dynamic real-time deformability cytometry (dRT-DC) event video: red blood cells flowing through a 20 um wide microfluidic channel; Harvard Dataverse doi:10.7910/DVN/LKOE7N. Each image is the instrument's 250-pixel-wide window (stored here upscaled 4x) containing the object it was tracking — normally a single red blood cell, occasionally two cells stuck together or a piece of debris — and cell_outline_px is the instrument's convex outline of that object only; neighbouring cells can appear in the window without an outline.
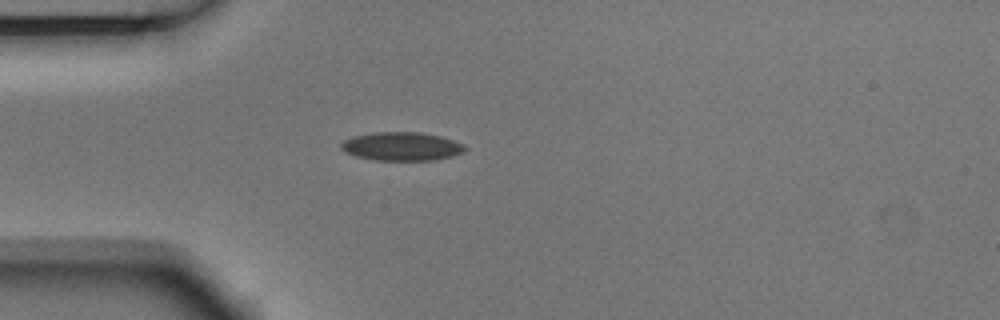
{"species": "Egyptian fruit bat (a non-hibernating species)", "species_latin": "Rousettus aegyptiacus", "temperature_condition": "room temperature", "stored_images_in_passage": 3, "camera_frame_rate_fps": 3000, "um_per_image_px": 0.085, "animal": {"sex": "male"}, "frame": {"image": 1, "passage_image": 3, "time_ms": 0.667, "image_size_px": [1000, 320], "cell_outline_px": [[468, 148], [464, 152], [452, 156], [436, 160], [376, 160], [356, 156], [340, 148], [340, 144], [344, 140], [352, 136], [376, 132], [416, 132], [440, 136], [464, 144]], "centroid_in_image_um": [34.16, 12.44], "position_along_channel_um": 50.8, "area_um2": 20.52}}